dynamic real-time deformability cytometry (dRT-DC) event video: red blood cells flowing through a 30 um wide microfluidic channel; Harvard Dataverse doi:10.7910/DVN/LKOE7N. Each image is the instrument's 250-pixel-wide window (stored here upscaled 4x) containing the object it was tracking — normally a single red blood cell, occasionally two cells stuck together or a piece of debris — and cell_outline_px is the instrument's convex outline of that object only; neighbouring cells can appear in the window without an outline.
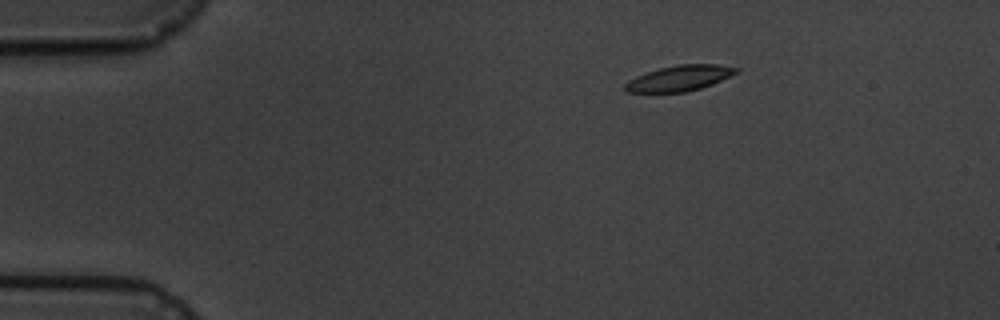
{"species": "common noctule bat (a hibernating species)", "species_latin": "Nyctalus noctula", "temperature_condition": "cold", "stored_images_in_passage": 4, "camera_frame_rate_fps": 3000, "um_per_image_px": 0.085, "animal": {"sex": "male", "body_mass_g": 19.5, "forearm_length_mm": 54.6}, "frame": {"image": 1, "passage_image": 2, "time_ms": 1.0, "image_size_px": [1000, 320], "cell_outline_px": [[740, 72], [712, 84], [700, 88], [684, 92], [624, 92], [624, 84], [628, 80], [636, 76], [660, 68], [680, 64], [716, 64], [740, 68]], "centroid_in_image_um": [57.77, 6.64], "position_along_channel_um": 27.2, "area_um2": 16.53}}